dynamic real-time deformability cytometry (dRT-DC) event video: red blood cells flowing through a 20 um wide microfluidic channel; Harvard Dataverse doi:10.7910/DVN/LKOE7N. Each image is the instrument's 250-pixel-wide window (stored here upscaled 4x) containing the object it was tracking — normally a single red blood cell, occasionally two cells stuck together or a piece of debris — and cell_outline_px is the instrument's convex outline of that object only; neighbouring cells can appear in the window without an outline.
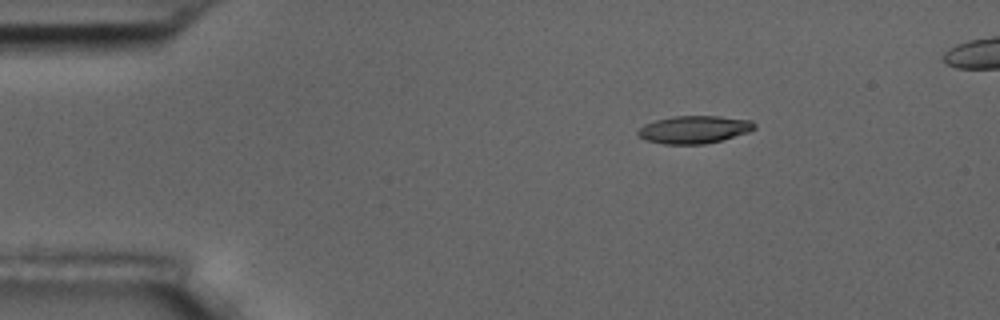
{"species": "common noctule bat (a hibernating species)", "species_latin": "Nyctalus noctula", "temperature_condition": "room temperature", "stored_images_in_passage": 4, "camera_frame_rate_fps": 3000, "um_per_image_px": 0.085, "animal": {"sex": "male", "body_mass_g": 17.5, "forearm_length_mm": 52.3}, "frame": {"image": 1, "passage_image": 1, "time_ms": 0.0, "image_size_px": [1000, 320], "cell_outline_px": [[756, 128], [748, 132], [720, 140], [704, 144], [664, 144], [648, 140], [640, 136], [636, 132], [644, 124], [656, 120], [676, 116], [720, 116], [752, 120], [756, 124]], "centroid_in_image_um": [59.03, 11.0], "position_along_channel_um": 26.0, "area_um2": 18.61}}